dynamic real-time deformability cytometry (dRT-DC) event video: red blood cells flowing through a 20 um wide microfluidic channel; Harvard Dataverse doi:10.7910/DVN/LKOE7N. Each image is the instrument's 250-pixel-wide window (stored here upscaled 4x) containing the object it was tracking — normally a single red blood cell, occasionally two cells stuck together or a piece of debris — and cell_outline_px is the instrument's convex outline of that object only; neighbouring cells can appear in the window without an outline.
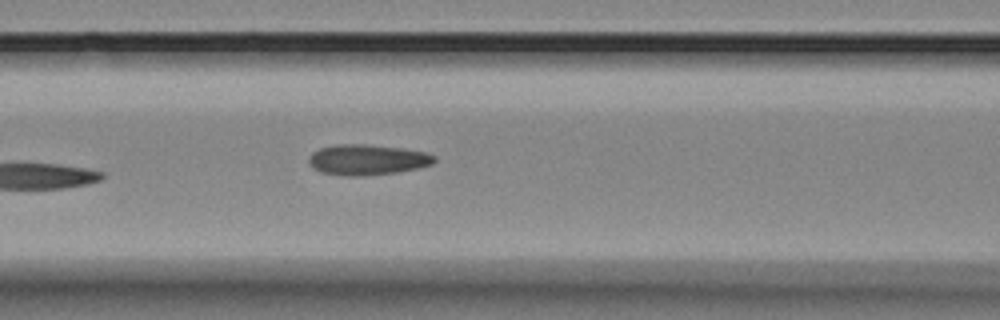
{"species": "Egyptian fruit bat (a non-hibernating species)", "species_latin": "Rousettus aegyptiacus", "temperature_condition": "room temperature", "stored_images_in_passage": 6, "camera_frame_rate_fps": 3000, "um_per_image_px": 0.085, "animal": {"sex": "female"}, "frame": {"image": 1, "passage_image": 6, "time_ms": 6.0, "image_size_px": [1000, 320], "cell_outline_px": [[436, 160], [432, 164], [416, 168], [396, 172], [360, 176], [348, 176], [320, 172], [312, 168], [308, 160], [308, 156], [312, 152], [320, 148], [336, 144], [364, 144], [400, 148], [424, 152], [436, 156]], "centroid_in_image_um": [31.17, 13.57], "position_along_channel_um": 135.4, "area_um2": 22.25}}